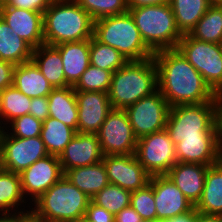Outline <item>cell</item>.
I'll list each match as a JSON object with an SVG mask.
<instances>
[{
    "label": "cell",
    "mask_w": 222,
    "mask_h": 222,
    "mask_svg": "<svg viewBox=\"0 0 222 222\" xmlns=\"http://www.w3.org/2000/svg\"><path fill=\"white\" fill-rule=\"evenodd\" d=\"M3 4H5L7 2V0H0Z\"/></svg>",
    "instance_id": "58"
},
{
    "label": "cell",
    "mask_w": 222,
    "mask_h": 222,
    "mask_svg": "<svg viewBox=\"0 0 222 222\" xmlns=\"http://www.w3.org/2000/svg\"><path fill=\"white\" fill-rule=\"evenodd\" d=\"M103 157L97 134L76 132L58 158L65 173L71 168L97 164Z\"/></svg>",
    "instance_id": "17"
},
{
    "label": "cell",
    "mask_w": 222,
    "mask_h": 222,
    "mask_svg": "<svg viewBox=\"0 0 222 222\" xmlns=\"http://www.w3.org/2000/svg\"><path fill=\"white\" fill-rule=\"evenodd\" d=\"M43 121L31 114H25L10 121L4 130L13 137L30 138L41 135Z\"/></svg>",
    "instance_id": "38"
},
{
    "label": "cell",
    "mask_w": 222,
    "mask_h": 222,
    "mask_svg": "<svg viewBox=\"0 0 222 222\" xmlns=\"http://www.w3.org/2000/svg\"><path fill=\"white\" fill-rule=\"evenodd\" d=\"M142 222H155V221H152V220H143Z\"/></svg>",
    "instance_id": "56"
},
{
    "label": "cell",
    "mask_w": 222,
    "mask_h": 222,
    "mask_svg": "<svg viewBox=\"0 0 222 222\" xmlns=\"http://www.w3.org/2000/svg\"><path fill=\"white\" fill-rule=\"evenodd\" d=\"M197 222H221L218 215H207L197 212Z\"/></svg>",
    "instance_id": "48"
},
{
    "label": "cell",
    "mask_w": 222,
    "mask_h": 222,
    "mask_svg": "<svg viewBox=\"0 0 222 222\" xmlns=\"http://www.w3.org/2000/svg\"><path fill=\"white\" fill-rule=\"evenodd\" d=\"M221 219V222H222V212L218 215Z\"/></svg>",
    "instance_id": "57"
},
{
    "label": "cell",
    "mask_w": 222,
    "mask_h": 222,
    "mask_svg": "<svg viewBox=\"0 0 222 222\" xmlns=\"http://www.w3.org/2000/svg\"><path fill=\"white\" fill-rule=\"evenodd\" d=\"M94 21L128 12L127 0H75Z\"/></svg>",
    "instance_id": "36"
},
{
    "label": "cell",
    "mask_w": 222,
    "mask_h": 222,
    "mask_svg": "<svg viewBox=\"0 0 222 222\" xmlns=\"http://www.w3.org/2000/svg\"><path fill=\"white\" fill-rule=\"evenodd\" d=\"M108 182L129 191L146 187L151 175L143 168L135 154L105 155L102 158Z\"/></svg>",
    "instance_id": "14"
},
{
    "label": "cell",
    "mask_w": 222,
    "mask_h": 222,
    "mask_svg": "<svg viewBox=\"0 0 222 222\" xmlns=\"http://www.w3.org/2000/svg\"><path fill=\"white\" fill-rule=\"evenodd\" d=\"M14 67L13 63L0 60V91L13 85Z\"/></svg>",
    "instance_id": "42"
},
{
    "label": "cell",
    "mask_w": 222,
    "mask_h": 222,
    "mask_svg": "<svg viewBox=\"0 0 222 222\" xmlns=\"http://www.w3.org/2000/svg\"><path fill=\"white\" fill-rule=\"evenodd\" d=\"M169 110L158 89L125 109L137 138L165 129Z\"/></svg>",
    "instance_id": "11"
},
{
    "label": "cell",
    "mask_w": 222,
    "mask_h": 222,
    "mask_svg": "<svg viewBox=\"0 0 222 222\" xmlns=\"http://www.w3.org/2000/svg\"><path fill=\"white\" fill-rule=\"evenodd\" d=\"M207 169V165L177 162L166 175L195 206L203 193Z\"/></svg>",
    "instance_id": "20"
},
{
    "label": "cell",
    "mask_w": 222,
    "mask_h": 222,
    "mask_svg": "<svg viewBox=\"0 0 222 222\" xmlns=\"http://www.w3.org/2000/svg\"><path fill=\"white\" fill-rule=\"evenodd\" d=\"M195 210L202 214L219 215L222 212V164L208 166L201 199Z\"/></svg>",
    "instance_id": "25"
},
{
    "label": "cell",
    "mask_w": 222,
    "mask_h": 222,
    "mask_svg": "<svg viewBox=\"0 0 222 222\" xmlns=\"http://www.w3.org/2000/svg\"><path fill=\"white\" fill-rule=\"evenodd\" d=\"M130 205L143 220L157 221L153 187L150 184L131 192Z\"/></svg>",
    "instance_id": "37"
},
{
    "label": "cell",
    "mask_w": 222,
    "mask_h": 222,
    "mask_svg": "<svg viewBox=\"0 0 222 222\" xmlns=\"http://www.w3.org/2000/svg\"><path fill=\"white\" fill-rule=\"evenodd\" d=\"M32 98L16 87L9 86L1 91V130L13 119L29 114Z\"/></svg>",
    "instance_id": "32"
},
{
    "label": "cell",
    "mask_w": 222,
    "mask_h": 222,
    "mask_svg": "<svg viewBox=\"0 0 222 222\" xmlns=\"http://www.w3.org/2000/svg\"><path fill=\"white\" fill-rule=\"evenodd\" d=\"M2 6H3V3L0 1V15H1V12H2Z\"/></svg>",
    "instance_id": "55"
},
{
    "label": "cell",
    "mask_w": 222,
    "mask_h": 222,
    "mask_svg": "<svg viewBox=\"0 0 222 222\" xmlns=\"http://www.w3.org/2000/svg\"><path fill=\"white\" fill-rule=\"evenodd\" d=\"M146 46L153 52L176 49L183 34L176 25L170 3L128 10Z\"/></svg>",
    "instance_id": "5"
},
{
    "label": "cell",
    "mask_w": 222,
    "mask_h": 222,
    "mask_svg": "<svg viewBox=\"0 0 222 222\" xmlns=\"http://www.w3.org/2000/svg\"><path fill=\"white\" fill-rule=\"evenodd\" d=\"M169 2L170 0H127V6L128 9H130L148 5H160Z\"/></svg>",
    "instance_id": "47"
},
{
    "label": "cell",
    "mask_w": 222,
    "mask_h": 222,
    "mask_svg": "<svg viewBox=\"0 0 222 222\" xmlns=\"http://www.w3.org/2000/svg\"><path fill=\"white\" fill-rule=\"evenodd\" d=\"M189 35L202 42L222 44V6H210Z\"/></svg>",
    "instance_id": "31"
},
{
    "label": "cell",
    "mask_w": 222,
    "mask_h": 222,
    "mask_svg": "<svg viewBox=\"0 0 222 222\" xmlns=\"http://www.w3.org/2000/svg\"><path fill=\"white\" fill-rule=\"evenodd\" d=\"M93 37L118 50L128 61H141L154 55L142 40L129 11L94 21Z\"/></svg>",
    "instance_id": "6"
},
{
    "label": "cell",
    "mask_w": 222,
    "mask_h": 222,
    "mask_svg": "<svg viewBox=\"0 0 222 222\" xmlns=\"http://www.w3.org/2000/svg\"><path fill=\"white\" fill-rule=\"evenodd\" d=\"M158 89L154 58L128 61L112 74L108 97L112 109L125 110Z\"/></svg>",
    "instance_id": "3"
},
{
    "label": "cell",
    "mask_w": 222,
    "mask_h": 222,
    "mask_svg": "<svg viewBox=\"0 0 222 222\" xmlns=\"http://www.w3.org/2000/svg\"><path fill=\"white\" fill-rule=\"evenodd\" d=\"M73 222H92V221L88 220V219L84 216V217L79 218L78 220L73 221Z\"/></svg>",
    "instance_id": "51"
},
{
    "label": "cell",
    "mask_w": 222,
    "mask_h": 222,
    "mask_svg": "<svg viewBox=\"0 0 222 222\" xmlns=\"http://www.w3.org/2000/svg\"><path fill=\"white\" fill-rule=\"evenodd\" d=\"M64 175L90 198L109 184L103 161L90 166L71 168Z\"/></svg>",
    "instance_id": "27"
},
{
    "label": "cell",
    "mask_w": 222,
    "mask_h": 222,
    "mask_svg": "<svg viewBox=\"0 0 222 222\" xmlns=\"http://www.w3.org/2000/svg\"><path fill=\"white\" fill-rule=\"evenodd\" d=\"M13 86L30 98L48 97L54 89L32 60L15 65Z\"/></svg>",
    "instance_id": "22"
},
{
    "label": "cell",
    "mask_w": 222,
    "mask_h": 222,
    "mask_svg": "<svg viewBox=\"0 0 222 222\" xmlns=\"http://www.w3.org/2000/svg\"><path fill=\"white\" fill-rule=\"evenodd\" d=\"M219 151V162L222 164V147H218Z\"/></svg>",
    "instance_id": "53"
},
{
    "label": "cell",
    "mask_w": 222,
    "mask_h": 222,
    "mask_svg": "<svg viewBox=\"0 0 222 222\" xmlns=\"http://www.w3.org/2000/svg\"><path fill=\"white\" fill-rule=\"evenodd\" d=\"M44 44L90 40L94 20L75 0H54L43 13Z\"/></svg>",
    "instance_id": "2"
},
{
    "label": "cell",
    "mask_w": 222,
    "mask_h": 222,
    "mask_svg": "<svg viewBox=\"0 0 222 222\" xmlns=\"http://www.w3.org/2000/svg\"><path fill=\"white\" fill-rule=\"evenodd\" d=\"M174 144L177 162L211 166L219 162L217 137L170 138Z\"/></svg>",
    "instance_id": "19"
},
{
    "label": "cell",
    "mask_w": 222,
    "mask_h": 222,
    "mask_svg": "<svg viewBox=\"0 0 222 222\" xmlns=\"http://www.w3.org/2000/svg\"><path fill=\"white\" fill-rule=\"evenodd\" d=\"M0 222H17V212L0 213Z\"/></svg>",
    "instance_id": "49"
},
{
    "label": "cell",
    "mask_w": 222,
    "mask_h": 222,
    "mask_svg": "<svg viewBox=\"0 0 222 222\" xmlns=\"http://www.w3.org/2000/svg\"><path fill=\"white\" fill-rule=\"evenodd\" d=\"M210 6H222V0H207Z\"/></svg>",
    "instance_id": "50"
},
{
    "label": "cell",
    "mask_w": 222,
    "mask_h": 222,
    "mask_svg": "<svg viewBox=\"0 0 222 222\" xmlns=\"http://www.w3.org/2000/svg\"><path fill=\"white\" fill-rule=\"evenodd\" d=\"M135 156L151 175H166L177 163L174 142L166 129L138 138Z\"/></svg>",
    "instance_id": "9"
},
{
    "label": "cell",
    "mask_w": 222,
    "mask_h": 222,
    "mask_svg": "<svg viewBox=\"0 0 222 222\" xmlns=\"http://www.w3.org/2000/svg\"><path fill=\"white\" fill-rule=\"evenodd\" d=\"M176 49L202 75L211 90L222 97V44L202 42L183 34Z\"/></svg>",
    "instance_id": "8"
},
{
    "label": "cell",
    "mask_w": 222,
    "mask_h": 222,
    "mask_svg": "<svg viewBox=\"0 0 222 222\" xmlns=\"http://www.w3.org/2000/svg\"><path fill=\"white\" fill-rule=\"evenodd\" d=\"M0 131H1V91H0Z\"/></svg>",
    "instance_id": "54"
},
{
    "label": "cell",
    "mask_w": 222,
    "mask_h": 222,
    "mask_svg": "<svg viewBox=\"0 0 222 222\" xmlns=\"http://www.w3.org/2000/svg\"><path fill=\"white\" fill-rule=\"evenodd\" d=\"M90 201L63 175L31 204V209L46 222H73L85 216Z\"/></svg>",
    "instance_id": "4"
},
{
    "label": "cell",
    "mask_w": 222,
    "mask_h": 222,
    "mask_svg": "<svg viewBox=\"0 0 222 222\" xmlns=\"http://www.w3.org/2000/svg\"><path fill=\"white\" fill-rule=\"evenodd\" d=\"M97 136L104 156L135 154L138 138L125 110L112 109Z\"/></svg>",
    "instance_id": "10"
},
{
    "label": "cell",
    "mask_w": 222,
    "mask_h": 222,
    "mask_svg": "<svg viewBox=\"0 0 222 222\" xmlns=\"http://www.w3.org/2000/svg\"><path fill=\"white\" fill-rule=\"evenodd\" d=\"M32 52L33 48L0 17V60L19 65L31 61Z\"/></svg>",
    "instance_id": "28"
},
{
    "label": "cell",
    "mask_w": 222,
    "mask_h": 222,
    "mask_svg": "<svg viewBox=\"0 0 222 222\" xmlns=\"http://www.w3.org/2000/svg\"><path fill=\"white\" fill-rule=\"evenodd\" d=\"M128 60L115 48L102 44L94 37L90 39V64L113 73L122 68Z\"/></svg>",
    "instance_id": "33"
},
{
    "label": "cell",
    "mask_w": 222,
    "mask_h": 222,
    "mask_svg": "<svg viewBox=\"0 0 222 222\" xmlns=\"http://www.w3.org/2000/svg\"><path fill=\"white\" fill-rule=\"evenodd\" d=\"M149 184L153 187L157 221H165L195 208L167 175L151 176Z\"/></svg>",
    "instance_id": "15"
},
{
    "label": "cell",
    "mask_w": 222,
    "mask_h": 222,
    "mask_svg": "<svg viewBox=\"0 0 222 222\" xmlns=\"http://www.w3.org/2000/svg\"><path fill=\"white\" fill-rule=\"evenodd\" d=\"M85 217L92 222H114V215L92 200L88 203Z\"/></svg>",
    "instance_id": "40"
},
{
    "label": "cell",
    "mask_w": 222,
    "mask_h": 222,
    "mask_svg": "<svg viewBox=\"0 0 222 222\" xmlns=\"http://www.w3.org/2000/svg\"><path fill=\"white\" fill-rule=\"evenodd\" d=\"M169 3L182 34H189L210 7L207 0H170Z\"/></svg>",
    "instance_id": "29"
},
{
    "label": "cell",
    "mask_w": 222,
    "mask_h": 222,
    "mask_svg": "<svg viewBox=\"0 0 222 222\" xmlns=\"http://www.w3.org/2000/svg\"><path fill=\"white\" fill-rule=\"evenodd\" d=\"M0 17L33 49L44 44L43 13L2 6Z\"/></svg>",
    "instance_id": "18"
},
{
    "label": "cell",
    "mask_w": 222,
    "mask_h": 222,
    "mask_svg": "<svg viewBox=\"0 0 222 222\" xmlns=\"http://www.w3.org/2000/svg\"><path fill=\"white\" fill-rule=\"evenodd\" d=\"M49 117L78 132V105L73 86L54 88L48 95Z\"/></svg>",
    "instance_id": "24"
},
{
    "label": "cell",
    "mask_w": 222,
    "mask_h": 222,
    "mask_svg": "<svg viewBox=\"0 0 222 222\" xmlns=\"http://www.w3.org/2000/svg\"><path fill=\"white\" fill-rule=\"evenodd\" d=\"M143 219L135 211V209L129 205L123 208L119 213L114 215V222H142Z\"/></svg>",
    "instance_id": "43"
},
{
    "label": "cell",
    "mask_w": 222,
    "mask_h": 222,
    "mask_svg": "<svg viewBox=\"0 0 222 222\" xmlns=\"http://www.w3.org/2000/svg\"><path fill=\"white\" fill-rule=\"evenodd\" d=\"M112 71L102 70L93 65L85 70L80 79L73 86L74 91H92V92H107L109 91Z\"/></svg>",
    "instance_id": "35"
},
{
    "label": "cell",
    "mask_w": 222,
    "mask_h": 222,
    "mask_svg": "<svg viewBox=\"0 0 222 222\" xmlns=\"http://www.w3.org/2000/svg\"><path fill=\"white\" fill-rule=\"evenodd\" d=\"M32 61L53 88L71 86L65 79L60 52L54 46L43 44L33 49Z\"/></svg>",
    "instance_id": "23"
},
{
    "label": "cell",
    "mask_w": 222,
    "mask_h": 222,
    "mask_svg": "<svg viewBox=\"0 0 222 222\" xmlns=\"http://www.w3.org/2000/svg\"><path fill=\"white\" fill-rule=\"evenodd\" d=\"M164 222H197V211L194 208L191 212L168 218Z\"/></svg>",
    "instance_id": "46"
},
{
    "label": "cell",
    "mask_w": 222,
    "mask_h": 222,
    "mask_svg": "<svg viewBox=\"0 0 222 222\" xmlns=\"http://www.w3.org/2000/svg\"><path fill=\"white\" fill-rule=\"evenodd\" d=\"M31 204L24 197L20 175L2 170L0 172V213L25 212Z\"/></svg>",
    "instance_id": "26"
},
{
    "label": "cell",
    "mask_w": 222,
    "mask_h": 222,
    "mask_svg": "<svg viewBox=\"0 0 222 222\" xmlns=\"http://www.w3.org/2000/svg\"><path fill=\"white\" fill-rule=\"evenodd\" d=\"M54 0H7L3 6L44 13Z\"/></svg>",
    "instance_id": "39"
},
{
    "label": "cell",
    "mask_w": 222,
    "mask_h": 222,
    "mask_svg": "<svg viewBox=\"0 0 222 222\" xmlns=\"http://www.w3.org/2000/svg\"><path fill=\"white\" fill-rule=\"evenodd\" d=\"M78 105V132L97 134L112 110L107 92L75 91Z\"/></svg>",
    "instance_id": "16"
},
{
    "label": "cell",
    "mask_w": 222,
    "mask_h": 222,
    "mask_svg": "<svg viewBox=\"0 0 222 222\" xmlns=\"http://www.w3.org/2000/svg\"><path fill=\"white\" fill-rule=\"evenodd\" d=\"M19 175L24 197L32 204L55 184L64 173L58 156L48 155L37 160Z\"/></svg>",
    "instance_id": "13"
},
{
    "label": "cell",
    "mask_w": 222,
    "mask_h": 222,
    "mask_svg": "<svg viewBox=\"0 0 222 222\" xmlns=\"http://www.w3.org/2000/svg\"><path fill=\"white\" fill-rule=\"evenodd\" d=\"M54 47L62 57L66 81L74 86L90 65V40L66 42Z\"/></svg>",
    "instance_id": "21"
},
{
    "label": "cell",
    "mask_w": 222,
    "mask_h": 222,
    "mask_svg": "<svg viewBox=\"0 0 222 222\" xmlns=\"http://www.w3.org/2000/svg\"><path fill=\"white\" fill-rule=\"evenodd\" d=\"M76 131L57 119L48 117L43 121L41 139L49 155L60 156Z\"/></svg>",
    "instance_id": "30"
},
{
    "label": "cell",
    "mask_w": 222,
    "mask_h": 222,
    "mask_svg": "<svg viewBox=\"0 0 222 222\" xmlns=\"http://www.w3.org/2000/svg\"><path fill=\"white\" fill-rule=\"evenodd\" d=\"M17 222H46L38 216L32 209L25 212H17Z\"/></svg>",
    "instance_id": "45"
},
{
    "label": "cell",
    "mask_w": 222,
    "mask_h": 222,
    "mask_svg": "<svg viewBox=\"0 0 222 222\" xmlns=\"http://www.w3.org/2000/svg\"><path fill=\"white\" fill-rule=\"evenodd\" d=\"M157 67L158 90L170 107L181 104L218 102L202 75L177 49L161 50L153 55Z\"/></svg>",
    "instance_id": "1"
},
{
    "label": "cell",
    "mask_w": 222,
    "mask_h": 222,
    "mask_svg": "<svg viewBox=\"0 0 222 222\" xmlns=\"http://www.w3.org/2000/svg\"><path fill=\"white\" fill-rule=\"evenodd\" d=\"M218 102L170 107L165 129L170 138L217 137L215 113Z\"/></svg>",
    "instance_id": "7"
},
{
    "label": "cell",
    "mask_w": 222,
    "mask_h": 222,
    "mask_svg": "<svg viewBox=\"0 0 222 222\" xmlns=\"http://www.w3.org/2000/svg\"><path fill=\"white\" fill-rule=\"evenodd\" d=\"M91 200L113 215L119 213L123 208L130 205L131 191L121 188L118 185L109 183L99 191Z\"/></svg>",
    "instance_id": "34"
},
{
    "label": "cell",
    "mask_w": 222,
    "mask_h": 222,
    "mask_svg": "<svg viewBox=\"0 0 222 222\" xmlns=\"http://www.w3.org/2000/svg\"><path fill=\"white\" fill-rule=\"evenodd\" d=\"M29 114L41 121L46 120L49 117L48 97L32 98L31 105L29 106Z\"/></svg>",
    "instance_id": "41"
},
{
    "label": "cell",
    "mask_w": 222,
    "mask_h": 222,
    "mask_svg": "<svg viewBox=\"0 0 222 222\" xmlns=\"http://www.w3.org/2000/svg\"><path fill=\"white\" fill-rule=\"evenodd\" d=\"M3 170V160H2V151L0 148V172Z\"/></svg>",
    "instance_id": "52"
},
{
    "label": "cell",
    "mask_w": 222,
    "mask_h": 222,
    "mask_svg": "<svg viewBox=\"0 0 222 222\" xmlns=\"http://www.w3.org/2000/svg\"><path fill=\"white\" fill-rule=\"evenodd\" d=\"M215 127L217 134V145L222 147V97L218 98V104L215 113Z\"/></svg>",
    "instance_id": "44"
},
{
    "label": "cell",
    "mask_w": 222,
    "mask_h": 222,
    "mask_svg": "<svg viewBox=\"0 0 222 222\" xmlns=\"http://www.w3.org/2000/svg\"><path fill=\"white\" fill-rule=\"evenodd\" d=\"M3 169L20 174L37 160L48 156L41 137L19 138L0 131Z\"/></svg>",
    "instance_id": "12"
}]
</instances>
